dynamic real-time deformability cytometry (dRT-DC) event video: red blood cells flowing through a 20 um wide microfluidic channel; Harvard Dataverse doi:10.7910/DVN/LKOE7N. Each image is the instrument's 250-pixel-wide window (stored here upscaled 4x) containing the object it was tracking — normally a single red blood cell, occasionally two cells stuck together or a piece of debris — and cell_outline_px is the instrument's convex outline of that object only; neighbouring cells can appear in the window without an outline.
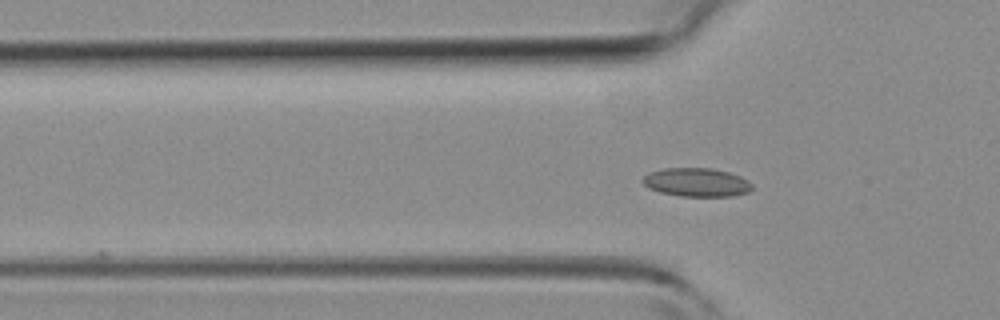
{"species": "common noctule bat (a hibernating species)", "species_latin": "Nyctalus noctula", "temperature_condition": "room temperature", "stored_images_in_passage": 3, "segment_of_instrument_passage": [2, 2], "camera_frame_rate_fps": 3000, "um_per_image_px": 0.085, "animal": {"sex": "female", "body_mass_g": 19.3, "forearm_length_mm": 54.1}, "frame": {"image": 1, "passage_image": 3, "time_ms": 2.333, "image_size_px": [1000, 320], "cell_outline_px": [[752, 188], [748, 192], [732, 196], [680, 196], [660, 192], [648, 188], [640, 180], [648, 172], [664, 168], [712, 168], [728, 172], [740, 176], [748, 180], [752, 184]], "centroid_in_image_um": [59.18, 15.49], "position_along_channel_um": 66.6, "area_um2": 18.32}}